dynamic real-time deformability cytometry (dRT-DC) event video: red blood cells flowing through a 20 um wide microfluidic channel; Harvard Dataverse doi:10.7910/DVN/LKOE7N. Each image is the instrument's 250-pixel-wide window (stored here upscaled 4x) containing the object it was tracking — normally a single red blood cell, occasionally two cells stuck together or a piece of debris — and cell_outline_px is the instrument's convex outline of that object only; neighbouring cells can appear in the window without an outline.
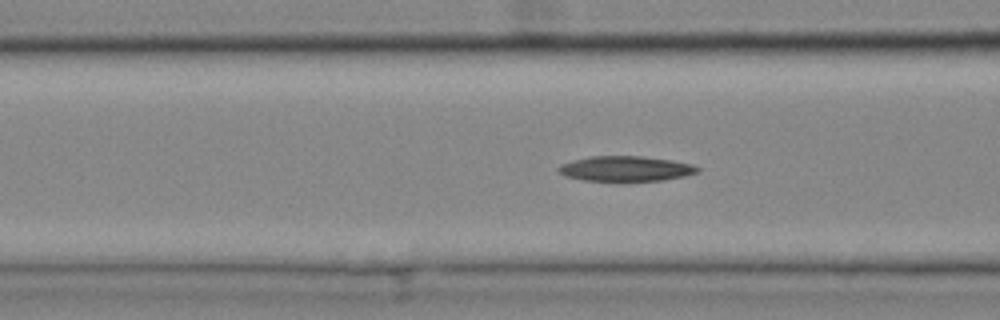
{"species": "common noctule bat (a hibernating species)", "species_latin": "Nyctalus noctula", "temperature_condition": "cold", "stored_images_in_passage": 6, "camera_frame_rate_fps": 3000, "um_per_image_px": 0.085, "animal": {"sex": "female", "body_mass_g": 25.1}, "frame": {"image": 1, "passage_image": 4, "time_ms": 1.0, "image_size_px": [1000, 320], "cell_outline_px": [[700, 172], [684, 176], [664, 180], [584, 180], [568, 176], [556, 172], [556, 168], [560, 164], [572, 160], [592, 156], [640, 156], [672, 160], [692, 164], [700, 168]], "centroid_in_image_um": [53.18, 14.32], "position_along_channel_um": 113.4, "area_um2": 20.23}}